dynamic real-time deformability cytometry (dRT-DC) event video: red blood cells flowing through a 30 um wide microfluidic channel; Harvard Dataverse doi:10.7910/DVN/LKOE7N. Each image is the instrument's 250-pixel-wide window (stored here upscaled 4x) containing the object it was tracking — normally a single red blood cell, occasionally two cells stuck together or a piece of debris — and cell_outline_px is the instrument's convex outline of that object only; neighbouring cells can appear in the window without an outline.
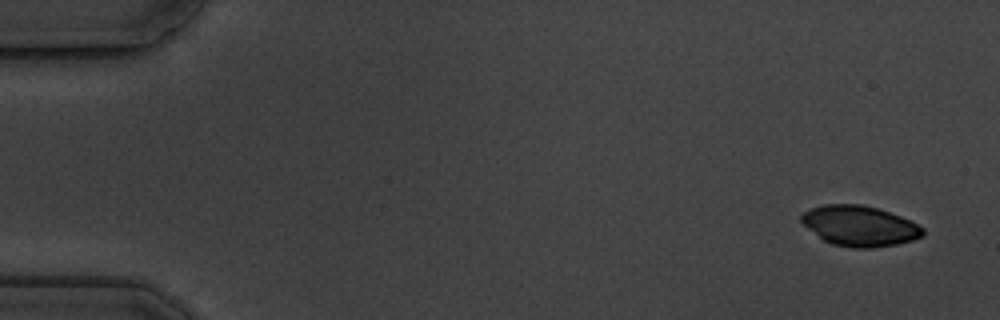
{"species": "common noctule bat (a hibernating species)", "species_latin": "Nyctalus noctula", "temperature_condition": "cold", "stored_images_in_passage": 5, "camera_frame_rate_fps": 3000, "um_per_image_px": 0.085, "animal": {"sex": "male", "body_mass_g": 19.5, "forearm_length_mm": 54.6}, "frame": {"image": 1, "passage_image": 1, "time_ms": 0.0, "image_size_px": [1000, 320], "cell_outline_px": [[924, 236], [912, 240], [896, 244], [872, 248], [852, 248], [832, 244], [824, 240], [808, 228], [800, 220], [800, 216], [804, 212], [812, 208], [824, 204], [860, 204], [876, 208], [900, 216], [924, 228]], "centroid_in_image_um": [73.06, 19.21], "position_along_channel_um": 11.9, "area_um2": 28.32}}